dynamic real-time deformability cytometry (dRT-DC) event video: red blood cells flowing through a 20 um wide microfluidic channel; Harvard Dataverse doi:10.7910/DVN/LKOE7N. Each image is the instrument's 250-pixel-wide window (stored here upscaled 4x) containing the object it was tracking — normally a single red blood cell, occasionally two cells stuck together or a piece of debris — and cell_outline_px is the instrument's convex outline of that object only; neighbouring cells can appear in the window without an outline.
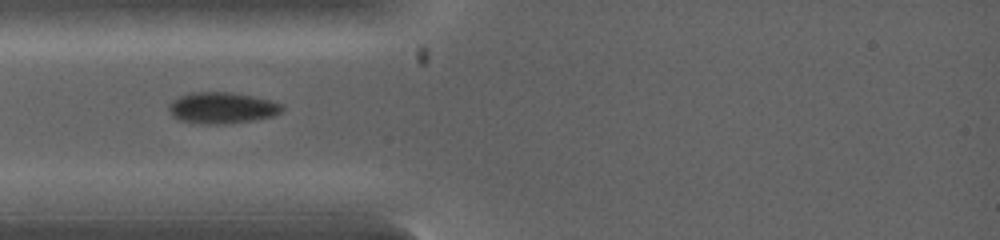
{"species": "common noctule bat (a hibernating species)", "species_latin": "Nyctalus noctula", "temperature_condition": "warm", "stored_images_in_passage": 5, "camera_frame_rate_fps": 5000, "um_per_image_px": 0.085, "animal": {"sex": "female", "body_mass_g": 19.0, "forearm_length_mm": 53.3}, "frame": {"image": 1, "passage_image": 3, "time_ms": 1.6, "image_size_px": [1000, 240], "cell_outline_px": [[284, 108], [280, 112], [272, 116], [252, 120], [224, 124], [208, 124], [180, 120], [172, 116], [168, 108], [168, 104], [172, 100], [180, 96], [192, 92], [224, 92], [252, 96], [284, 104]], "centroid_in_image_um": [18.85, 9.17], "position_along_channel_um": 66.2, "area_um2": 20.4}}
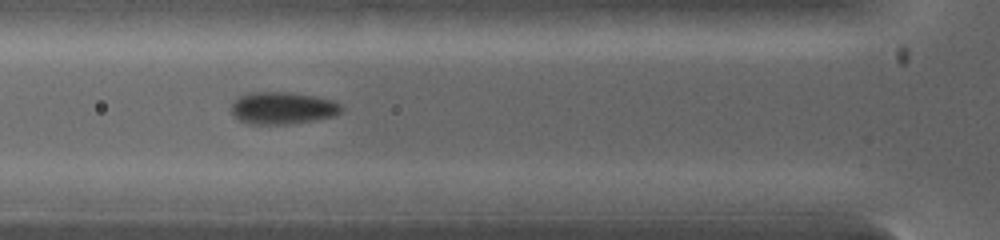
{"frame": {"image": 2, "passage_image": 4, "time_ms": 2.2, "image_size_px": [1000, 240], "cell_outline_px": [[344, 108], [340, 112], [332, 116], [312, 120], [284, 124], [248, 124], [232, 116], [232, 104], [240, 96], [260, 92], [284, 92], [312, 96], [332, 100], [340, 104]], "centroid_in_image_um": [24.01, 9.19], "position_along_channel_um": 101.8, "area_um2": 20.17}}
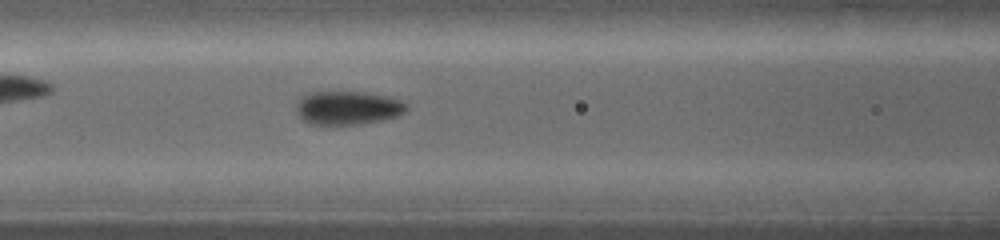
{"frame": {"image": 3, "passage_image": 5, "time_ms": 2.8, "image_size_px": [1000, 240], "cell_outline_px": [[408, 108], [404, 112], [396, 116], [380, 120], [356, 124], [308, 124], [296, 112], [296, 104], [304, 96], [312, 92], [364, 92], [384, 96], [400, 100], [408, 104]], "centroid_in_image_um": [29.55, 9.17], "position_along_channel_um": 137.0, "area_um2": 21.21}}